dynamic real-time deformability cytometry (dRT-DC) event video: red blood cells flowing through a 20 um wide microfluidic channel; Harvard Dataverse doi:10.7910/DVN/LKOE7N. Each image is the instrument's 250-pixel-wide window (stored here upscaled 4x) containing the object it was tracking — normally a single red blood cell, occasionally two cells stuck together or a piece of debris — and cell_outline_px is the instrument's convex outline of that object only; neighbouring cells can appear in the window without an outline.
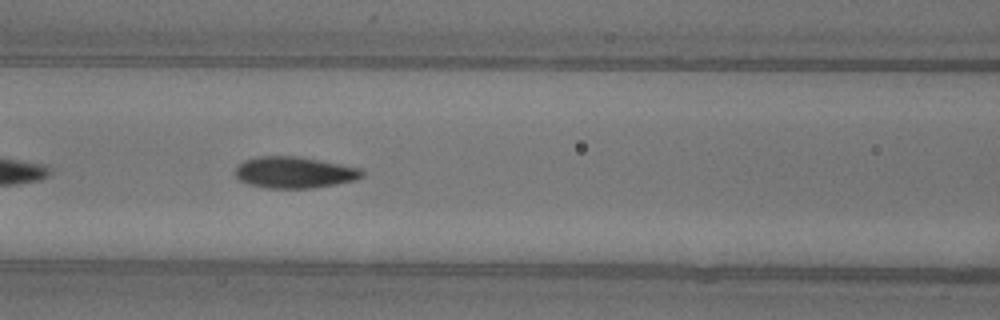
{"species": "common noctule bat (a hibernating species)", "species_latin": "Nyctalus noctula", "temperature_condition": "warm", "stored_images_in_passage": 21, "camera_frame_rate_fps": 3000, "um_per_image_px": 0.085, "animal": {"sex": "female"}, "frame": {"image": 1, "passage_image": 8, "time_ms": 2.333, "image_size_px": [1000, 320], "cell_outline_px": [[364, 176], [356, 180], [336, 184], [312, 188], [268, 188], [248, 184], [240, 180], [236, 176], [236, 168], [244, 160], [260, 156], [296, 156], [320, 160], [360, 168], [364, 172]], "centroid_in_image_um": [25.04, 14.66], "position_along_channel_um": 141.6, "area_um2": 23.12}}